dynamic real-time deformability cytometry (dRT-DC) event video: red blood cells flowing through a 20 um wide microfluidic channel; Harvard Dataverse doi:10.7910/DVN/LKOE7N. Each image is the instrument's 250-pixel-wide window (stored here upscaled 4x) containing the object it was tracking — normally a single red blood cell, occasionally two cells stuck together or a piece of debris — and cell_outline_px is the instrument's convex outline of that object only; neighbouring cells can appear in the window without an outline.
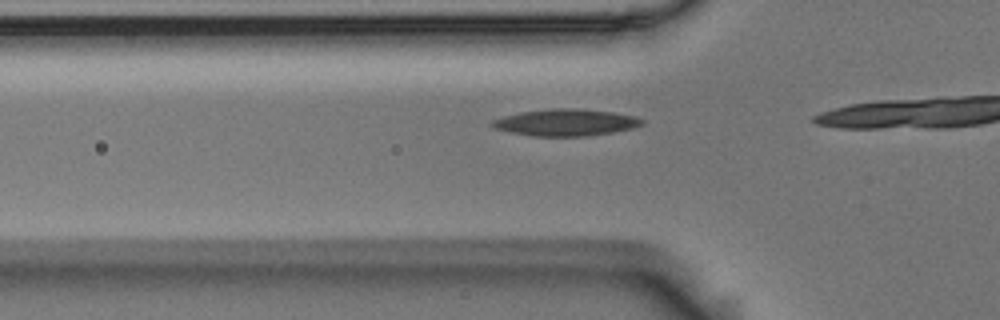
{"species": "Egyptian fruit bat (a non-hibernating species)", "species_latin": "Rousettus aegyptiacus", "temperature_condition": "room temperature", "stored_images_in_passage": 19, "camera_frame_rate_fps": 3000, "um_per_image_px": 0.085, "animal": {"sex": "male"}, "frame": {"image": 1, "passage_image": 14, "time_ms": 4.333, "image_size_px": [1000, 320], "cell_outline_px": [[644, 124], [632, 128], [612, 132], [584, 136], [532, 136], [512, 132], [496, 128], [488, 124], [492, 120], [504, 116], [520, 112], [552, 108], [576, 108], [612, 112], [636, 116], [644, 120]], "centroid_in_image_um": [48.09, 10.4], "position_along_channel_um": 77.7, "area_um2": 23.29}}